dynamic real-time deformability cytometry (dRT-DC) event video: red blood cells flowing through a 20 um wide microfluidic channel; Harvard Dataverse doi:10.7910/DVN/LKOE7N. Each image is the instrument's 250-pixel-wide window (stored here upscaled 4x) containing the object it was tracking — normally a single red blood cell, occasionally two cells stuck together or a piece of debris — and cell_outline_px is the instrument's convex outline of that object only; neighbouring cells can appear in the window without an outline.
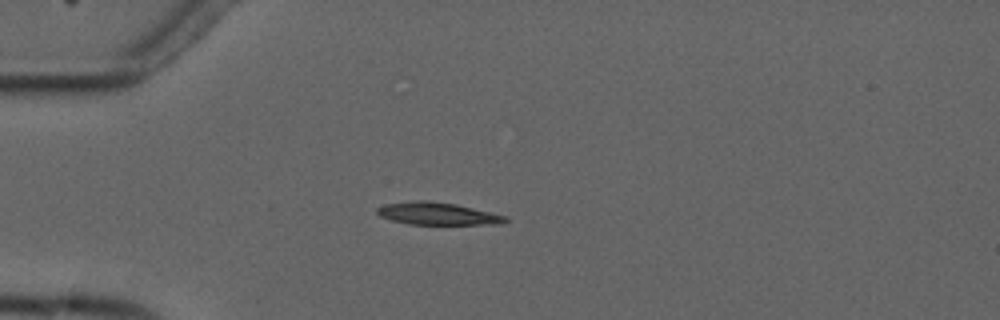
{"species": "common noctule bat (a hibernating species)", "species_latin": "Nyctalus noctula", "temperature_condition": "cold", "stored_images_in_passage": 1, "camera_frame_rate_fps": 3000, "um_per_image_px": 0.085, "animal": {"sex": "male", "forearm_length_mm": 52.5}, "frame": {"image": 1, "passage_image": 1, "time_ms": 0.0, "image_size_px": [1000, 320], "cell_outline_px": [[508, 220], [496, 224], [408, 224], [392, 220], [380, 216], [376, 212], [376, 208], [384, 204], [424, 200], [456, 204], [508, 216]], "centroid_in_image_um": [37.18, 18.16], "position_along_channel_um": 47.8, "area_um2": 16.53}}